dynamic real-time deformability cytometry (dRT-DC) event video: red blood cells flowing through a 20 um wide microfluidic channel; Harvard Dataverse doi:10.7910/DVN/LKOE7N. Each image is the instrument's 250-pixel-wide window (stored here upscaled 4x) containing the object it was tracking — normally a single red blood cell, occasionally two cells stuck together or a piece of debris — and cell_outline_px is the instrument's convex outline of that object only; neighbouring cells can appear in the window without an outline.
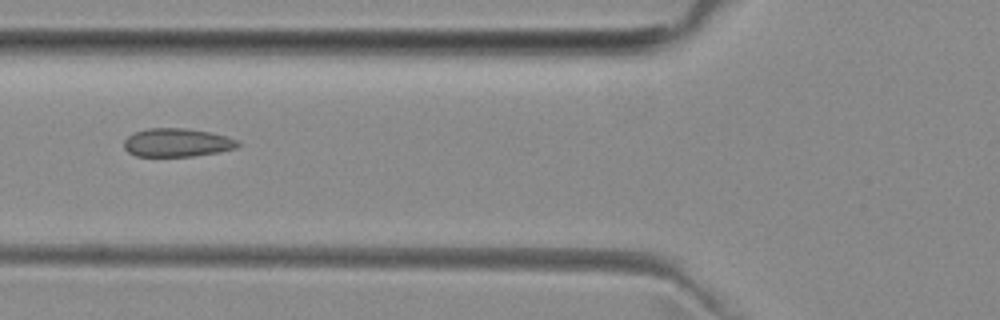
{"species": "common noctule bat (a hibernating species)", "species_latin": "Nyctalus noctula", "temperature_condition": "room temperature", "stored_images_in_passage": 5, "camera_frame_rate_fps": 3000, "um_per_image_px": 0.085, "animal": {"sex": "female", "body_mass_g": 29.2, "forearm_length_mm": 56.3}, "frame": {"image": 1, "passage_image": 4, "time_ms": 3.667, "image_size_px": [1000, 320], "cell_outline_px": [[240, 144], [236, 148], [216, 152], [192, 156], [136, 156], [128, 152], [124, 148], [124, 140], [128, 136], [136, 132], [148, 128], [184, 128], [208, 132], [224, 136], [236, 140]], "centroid_in_image_um": [15.0, 12.12], "position_along_channel_um": 110.8, "area_um2": 18.55}}
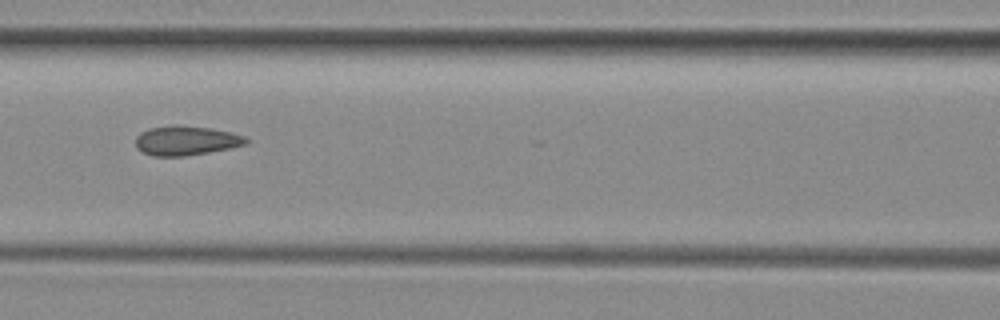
{"frame": {"image": 2, "passage_image": 5, "time_ms": 4.667, "image_size_px": [1000, 320], "cell_outline_px": [[248, 140], [244, 144], [228, 148], [208, 152], [184, 156], [152, 156], [136, 148], [136, 136], [140, 132], [148, 128], [172, 124], [176, 124], [212, 128], [244, 136]], "centroid_in_image_um": [15.74, 11.93], "position_along_channel_um": 150.9, "area_um2": 18.9}}